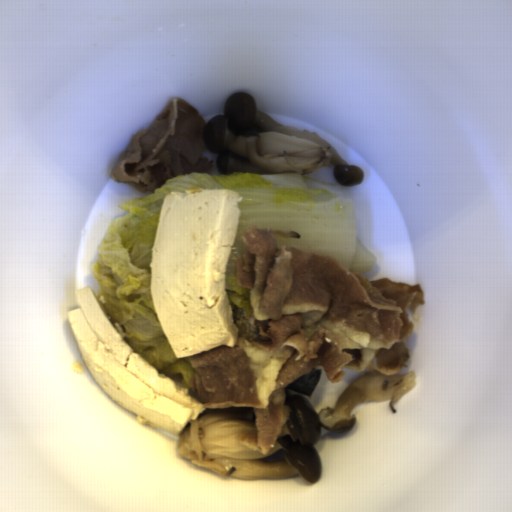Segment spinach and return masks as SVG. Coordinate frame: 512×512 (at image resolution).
Returning <instances> with one entry per match:
<instances>
[{"label":"spinach","instance_id":"cb11ae35","mask_svg":"<svg viewBox=\"0 0 512 512\" xmlns=\"http://www.w3.org/2000/svg\"><path fill=\"white\" fill-rule=\"evenodd\" d=\"M322 369L312 368L307 374L302 375L286 386L289 390L297 391L311 398L321 380Z\"/></svg>","mask_w":512,"mask_h":512}]
</instances>
